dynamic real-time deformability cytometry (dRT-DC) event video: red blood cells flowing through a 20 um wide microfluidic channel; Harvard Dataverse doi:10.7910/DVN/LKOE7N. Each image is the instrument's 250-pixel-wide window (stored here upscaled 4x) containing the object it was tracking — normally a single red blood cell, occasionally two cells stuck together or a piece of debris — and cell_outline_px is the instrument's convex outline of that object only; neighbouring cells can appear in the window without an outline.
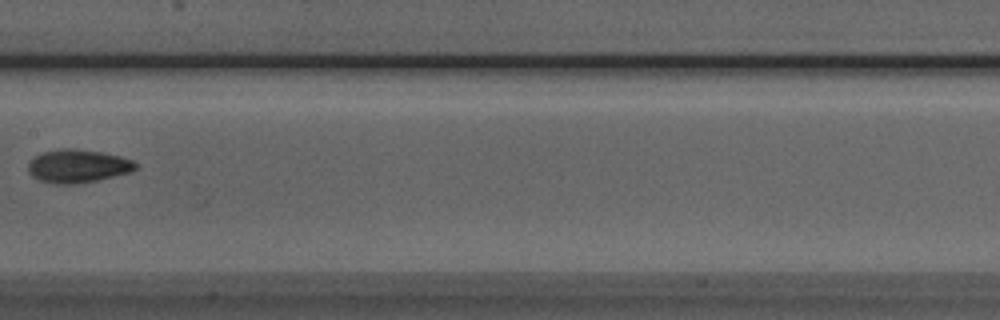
{"species": "Egyptian fruit bat (a non-hibernating species)", "species_latin": "Rousettus aegyptiacus", "temperature_condition": "room temperature", "stored_images_in_passage": 8, "camera_frame_rate_fps": 3000, "um_per_image_px": 0.085, "animal": {"sex": "male"}, "frame": {"image": 1, "passage_image": 7, "time_ms": 8.0, "image_size_px": [1000, 320], "cell_outline_px": [[136, 168], [132, 172], [96, 180], [76, 184], [52, 184], [40, 180], [32, 176], [28, 172], [28, 160], [32, 156], [40, 152], [64, 148], [76, 148], [100, 152], [120, 156], [132, 160], [136, 164]], "centroid_in_image_um": [6.55, 14.11], "position_along_channel_um": 200.8, "area_um2": 21.04}}
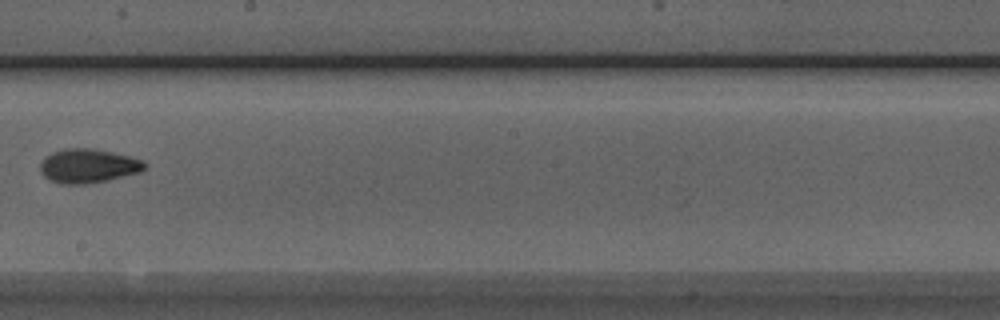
{"frame": {"image": 2, "passage_image": 8, "time_ms": 9.0, "image_size_px": [1000, 320], "cell_outline_px": [[148, 168], [140, 172], [108, 180], [84, 184], [60, 184], [44, 176], [40, 172], [40, 164], [52, 152], [64, 148], [96, 148], [144, 160], [148, 164]], "centroid_in_image_um": [7.54, 14.1], "position_along_channel_um": 240.7, "area_um2": 20.81}}